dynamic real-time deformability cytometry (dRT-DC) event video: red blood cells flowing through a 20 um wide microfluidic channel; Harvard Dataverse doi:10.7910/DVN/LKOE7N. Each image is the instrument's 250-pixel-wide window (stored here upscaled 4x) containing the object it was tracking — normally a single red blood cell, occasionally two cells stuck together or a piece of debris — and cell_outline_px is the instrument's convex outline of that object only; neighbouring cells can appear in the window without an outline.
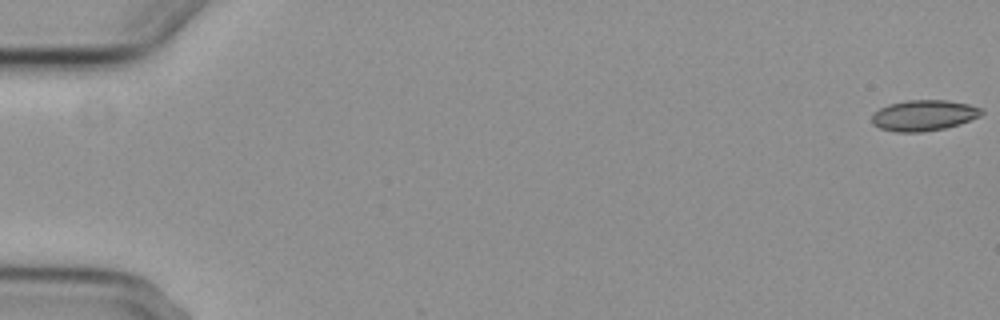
{"species": "common noctule bat (a hibernating species)", "species_latin": "Nyctalus noctula", "temperature_condition": "cold", "stored_images_in_passage": 4, "camera_frame_rate_fps": 3000, "um_per_image_px": 0.085, "animal": {"sex": "female", "body_mass_g": 29.2, "forearm_length_mm": 56.3}, "frame": {"image": 1, "passage_image": 1, "time_ms": 0.0, "image_size_px": [1000, 320], "cell_outline_px": [[984, 112], [980, 116], [960, 124], [944, 128], [924, 132], [896, 132], [880, 128], [872, 124], [872, 116], [880, 108], [888, 104], [908, 100], [944, 100], [968, 104], [980, 108]], "centroid_in_image_um": [78.51, 9.81], "position_along_channel_um": 6.5, "area_um2": 19.59}}